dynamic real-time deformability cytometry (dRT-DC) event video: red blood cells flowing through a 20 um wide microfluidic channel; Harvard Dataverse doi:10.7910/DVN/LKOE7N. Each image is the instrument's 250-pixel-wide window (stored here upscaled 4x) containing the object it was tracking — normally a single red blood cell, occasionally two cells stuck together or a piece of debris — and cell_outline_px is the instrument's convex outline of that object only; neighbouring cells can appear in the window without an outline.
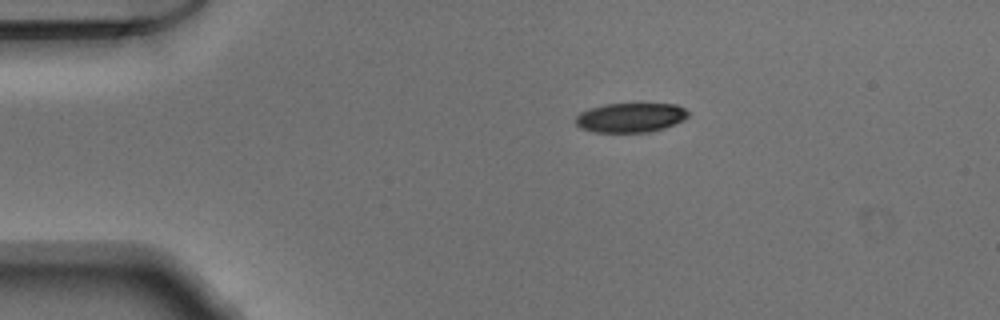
{"species": "Egyptian fruit bat (a non-hibernating species)", "species_latin": "Rousettus aegyptiacus", "temperature_condition": "warm", "stored_images_in_passage": 42, "camera_frame_rate_fps": 3000, "um_per_image_px": 0.085, "animal": {"sex": "male"}, "frame": {"image": 1, "passage_image": 1, "time_ms": 0.0, "image_size_px": [1000, 320], "cell_outline_px": [[688, 116], [684, 120], [664, 128], [648, 132], [592, 132], [580, 128], [576, 124], [576, 116], [580, 112], [588, 108], [604, 104], [676, 104], [684, 108], [688, 112]], "centroid_in_image_um": [53.57, 9.99], "position_along_channel_um": 31.4, "area_um2": 19.36}}
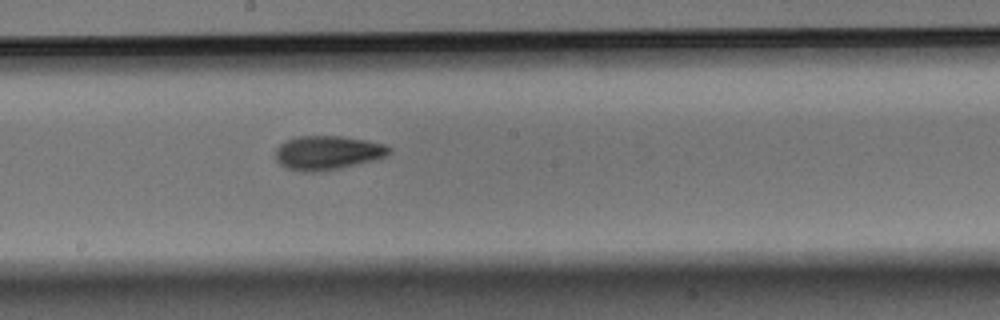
{"frame": {"image": 2, "passage_image": 19, "time_ms": 6.0, "image_size_px": [1000, 320], "cell_outline_px": [[392, 148], [384, 156], [372, 160], [336, 168], [316, 172], [304, 172], [288, 168], [280, 164], [276, 160], [276, 148], [280, 144], [296, 136], [340, 136], [368, 140], [384, 144]], "centroid_in_image_um": [27.81, 12.96], "position_along_channel_um": 220.4, "area_um2": 22.14}}
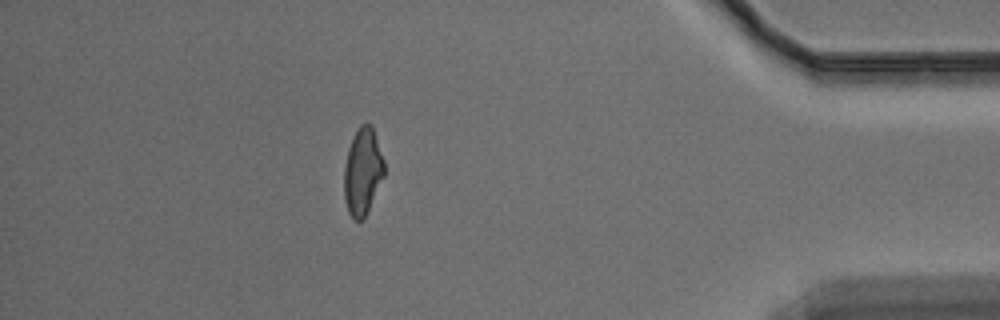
{"frame": {"image": 3, "passage_image": 36, "time_ms": 11.667, "image_size_px": [1000, 320], "cell_outline_px": [[384, 176], [364, 220], [352, 220], [348, 212], [344, 200], [344, 168], [348, 148], [360, 124], [372, 124], [384, 160]], "centroid_in_image_um": [30.82, 14.62], "position_along_channel_um": 404.4, "area_um2": 20.46}}